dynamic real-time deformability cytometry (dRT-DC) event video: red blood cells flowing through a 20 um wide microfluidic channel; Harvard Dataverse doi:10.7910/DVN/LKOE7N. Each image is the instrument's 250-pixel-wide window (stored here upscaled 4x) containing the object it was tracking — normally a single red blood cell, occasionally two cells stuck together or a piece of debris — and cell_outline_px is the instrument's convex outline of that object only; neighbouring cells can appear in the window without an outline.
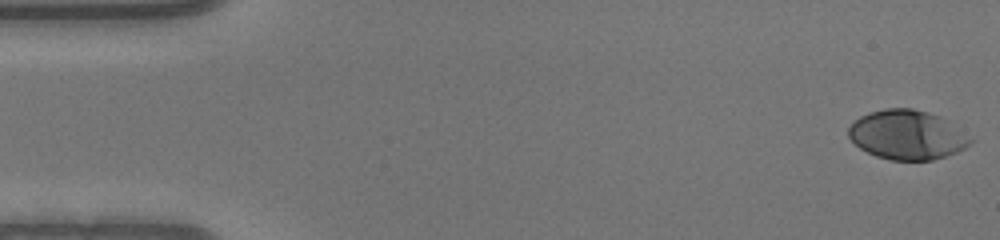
{"species": "human", "species_latin": "Homo sapiens", "temperature_condition": "warm", "stored_images_in_passage": 50, "camera_frame_rate_fps": 3000, "um_per_image_px": 0.085, "donor": {"sex": "male"}, "frame": {"image": 1, "passage_image": 1, "time_ms": 0.0, "image_size_px": [1000, 240], "cell_outline_px": [[972, 140], [964, 148], [956, 152], [932, 160], [892, 160], [876, 156], [860, 148], [848, 136], [848, 128], [860, 116], [884, 108], [912, 108], [928, 112], [940, 116], [948, 120]], "centroid_in_image_um": [77.08, 11.45], "position_along_channel_um": 7.9, "area_um2": 34.62}}
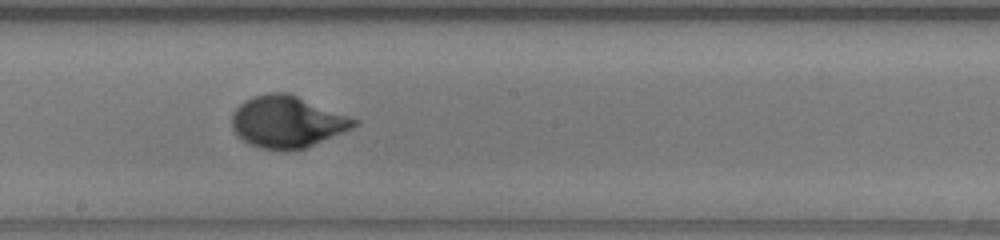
{"frame": {"image": 2, "passage_image": 27, "time_ms": 8.667, "image_size_px": [1000, 240], "cell_outline_px": [[360, 124], [352, 128], [304, 148], [288, 152], [284, 152], [260, 148], [248, 144], [236, 136], [232, 128], [232, 112], [244, 100], [252, 96], [268, 92], [288, 92], [360, 120]], "centroid_in_image_um": [24.38, 10.36], "position_along_channel_um": 223.8, "area_um2": 37.34}}
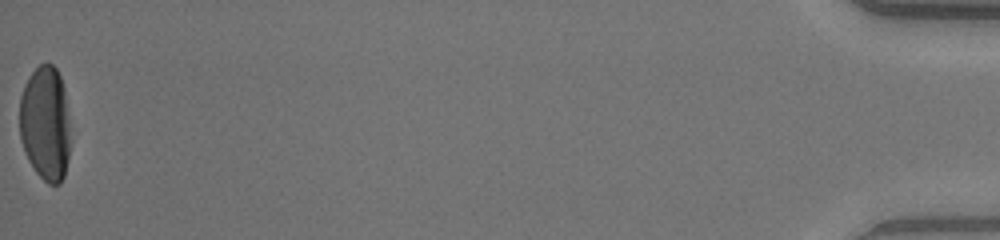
{"frame": {"image": 3, "passage_image": 50, "time_ms": 16.333, "image_size_px": [1000, 240], "cell_outline_px": [[68, 156], [64, 176], [60, 184], [48, 184], [36, 172], [28, 160], [24, 152], [20, 140], [20, 96], [24, 84], [28, 76], [40, 64], [52, 64], [56, 68], [60, 76], [64, 88], [68, 116]], "centroid_in_image_um": [3.82, 10.49], "position_along_channel_um": 431.4, "area_um2": 33.87}}